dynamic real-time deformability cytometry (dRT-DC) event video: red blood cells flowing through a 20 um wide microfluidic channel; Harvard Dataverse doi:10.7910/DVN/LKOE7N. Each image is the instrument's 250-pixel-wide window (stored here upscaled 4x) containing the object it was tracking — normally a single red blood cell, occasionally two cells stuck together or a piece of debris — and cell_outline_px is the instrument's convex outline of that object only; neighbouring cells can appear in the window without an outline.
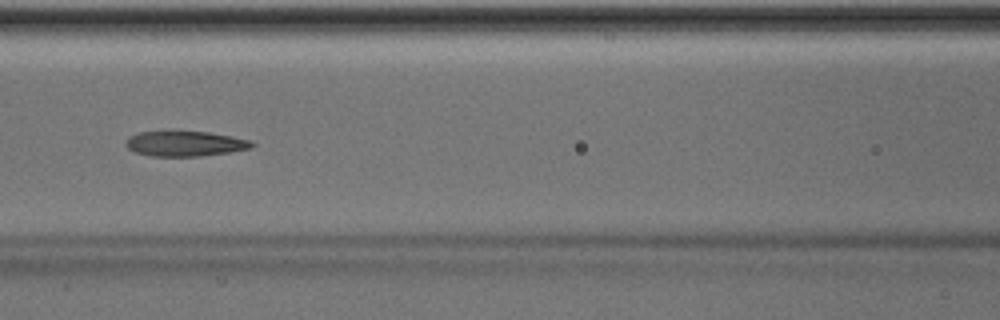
{"species": "Egyptian fruit bat (a non-hibernating species)", "species_latin": "Rousettus aegyptiacus", "temperature_condition": "room temperature", "stored_images_in_passage": 7, "camera_frame_rate_fps": 3000, "um_per_image_px": 0.085, "animal": {"sex": "male"}, "frame": {"image": 1, "passage_image": 6, "time_ms": 5.667, "image_size_px": [1000, 320], "cell_outline_px": [[256, 144], [252, 148], [228, 152], [200, 156], [148, 156], [136, 152], [128, 148], [124, 144], [124, 140], [128, 136], [140, 132], [208, 132], [232, 136], [252, 140]], "centroid_in_image_um": [15.73, 12.21], "position_along_channel_um": 150.9, "area_um2": 18.5}}